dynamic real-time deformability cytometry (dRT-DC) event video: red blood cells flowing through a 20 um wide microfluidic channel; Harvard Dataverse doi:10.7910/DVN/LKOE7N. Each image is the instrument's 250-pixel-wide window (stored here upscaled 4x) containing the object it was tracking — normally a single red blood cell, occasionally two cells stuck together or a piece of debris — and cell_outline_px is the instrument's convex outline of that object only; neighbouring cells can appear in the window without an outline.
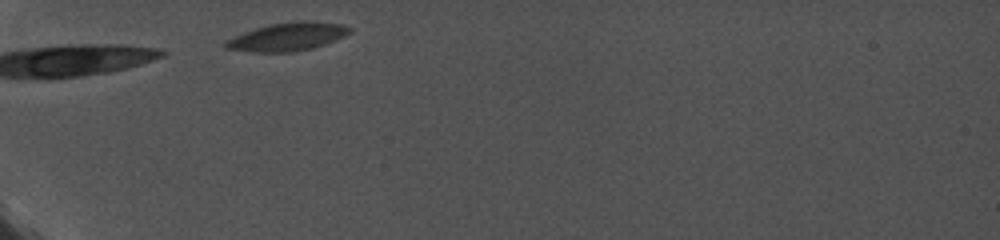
{"species": "common noctule bat (a hibernating species)", "species_latin": "Nyctalus noctula", "temperature_condition": "cold", "stored_images_in_passage": 22, "camera_frame_rate_fps": 5000, "um_per_image_px": 0.085, "animal": {"sex": "female", "body_mass_g": 19.0, "forearm_length_mm": 56.7}, "frame": {"image": 1, "passage_image": 1, "time_ms": 0.0, "image_size_px": [1000, 240], "cell_outline_px": [[352, 32], [336, 40], [312, 48], [296, 52], [252, 52], [224, 48], [224, 44], [228, 40], [244, 32], [268, 24], [300, 20], [312, 20], [344, 24], [352, 28]], "centroid_in_image_um": [24.51, 3.11], "position_along_channel_um": 60.5, "area_um2": 20.58}}
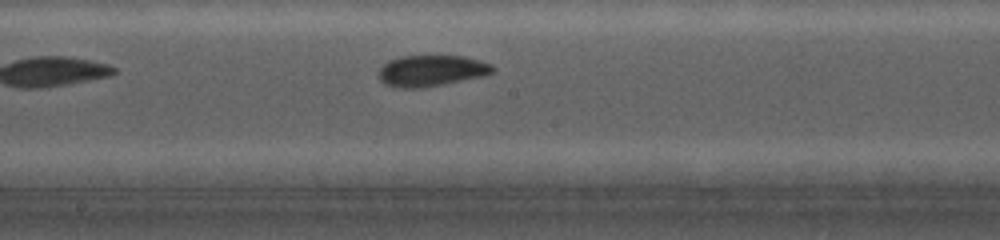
{"frame": {"image": 2, "passage_image": 10, "time_ms": 4.6, "image_size_px": [1000, 240], "cell_outline_px": [[496, 68], [492, 72], [484, 76], [444, 84], [420, 88], [396, 88], [384, 84], [380, 80], [380, 68], [388, 60], [400, 56], [464, 56], [480, 60], [492, 64]], "centroid_in_image_um": [36.68, 6.01], "position_along_channel_um": 211.5, "area_um2": 20.81}}